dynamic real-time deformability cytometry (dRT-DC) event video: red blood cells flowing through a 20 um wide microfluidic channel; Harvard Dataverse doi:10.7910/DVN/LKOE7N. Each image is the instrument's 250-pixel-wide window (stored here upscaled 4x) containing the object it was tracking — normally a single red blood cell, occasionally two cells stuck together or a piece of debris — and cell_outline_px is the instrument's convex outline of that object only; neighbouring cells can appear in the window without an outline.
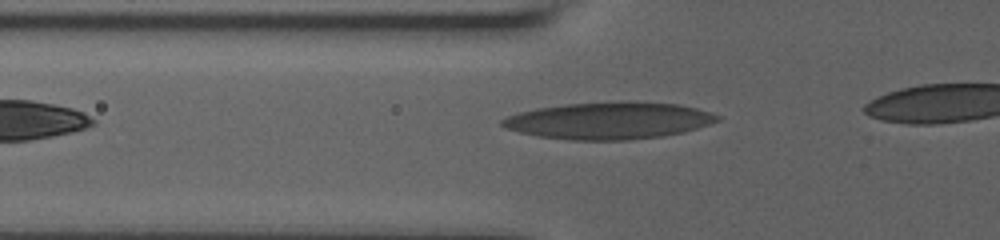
{"species": "human", "species_latin": "Homo sapiens", "temperature_condition": "room temperature", "stored_images_in_passage": 47, "camera_frame_rate_fps": 3000, "um_per_image_px": 0.085, "donor": {"sex": "male"}, "frame": {"image": 1, "passage_image": 4, "time_ms": 0.667, "image_size_px": [1000, 240], "cell_outline_px": [[720, 120], [684, 132], [664, 136], [628, 140], [572, 140], [540, 136], [520, 132], [504, 128], [500, 124], [500, 120], [508, 116], [520, 112], [536, 108], [568, 104], [624, 100], [680, 104], [696, 108], [720, 116]], "centroid_in_image_um": [51.77, 10.24], "position_along_channel_um": 74.0, "area_um2": 46.47}}
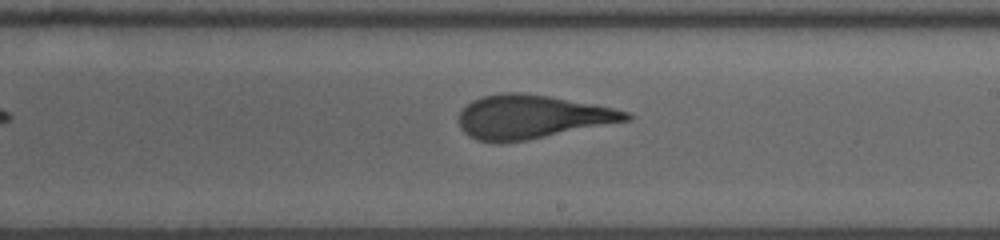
{"frame": {"image": 2, "passage_image": 21, "time_ms": 5.333, "image_size_px": [1000, 240], "cell_outline_px": [[632, 120], [528, 140], [500, 144], [496, 144], [476, 140], [468, 136], [460, 128], [460, 112], [472, 100], [480, 96], [504, 92], [520, 92], [548, 96], [592, 104], [612, 108], [628, 112], [632, 116]], "centroid_in_image_um": [45.17, 9.95], "position_along_channel_um": 243.8, "area_um2": 42.77}}
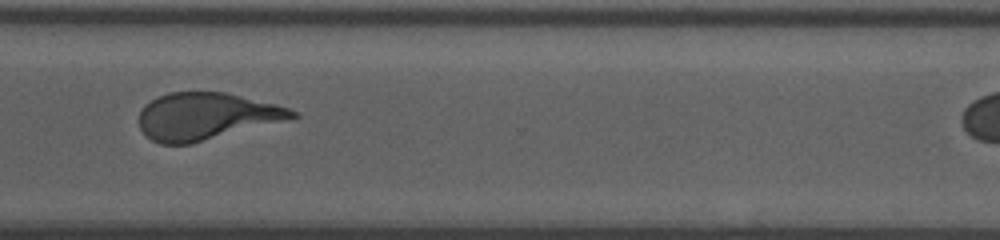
{"frame": {"image": 3, "passage_image": 39, "time_ms": 8.333, "image_size_px": [1000, 240], "cell_outline_px": [[300, 116], [296, 120], [192, 144], [160, 144], [152, 140], [140, 128], [140, 108], [144, 104], [156, 96], [168, 92], [224, 92], [276, 104], [288, 108], [296, 112]], "centroid_in_image_um": [17.6, 9.9], "position_along_channel_um": 353.0, "area_um2": 42.95}}